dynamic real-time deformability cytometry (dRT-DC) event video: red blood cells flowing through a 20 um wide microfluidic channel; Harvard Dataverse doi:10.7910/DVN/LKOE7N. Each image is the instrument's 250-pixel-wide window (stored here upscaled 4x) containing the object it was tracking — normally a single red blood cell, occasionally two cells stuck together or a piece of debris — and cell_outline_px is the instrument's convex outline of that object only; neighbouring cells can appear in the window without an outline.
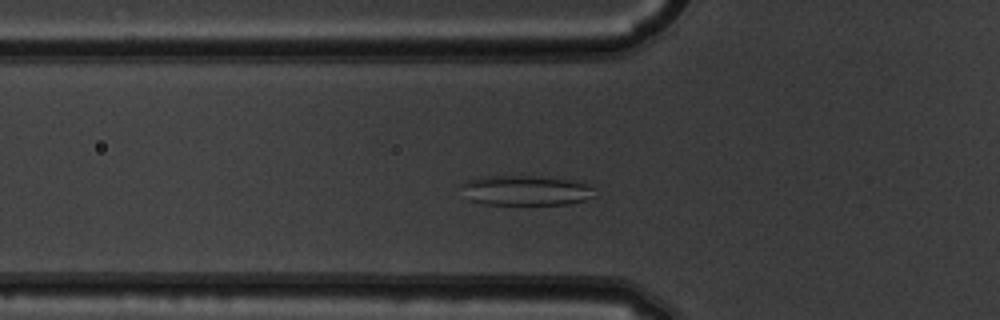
{"species": "common noctule bat (a hibernating species)", "species_latin": "Nyctalus noctula", "temperature_condition": "warm", "stored_images_in_passage": 47, "camera_frame_rate_fps": 3000, "um_per_image_px": 0.085, "animal": {"sex": "male", "body_mass_g": 19.5, "forearm_length_mm": 54.6}, "frame": {"image": 1, "passage_image": 12, "time_ms": 3.667, "image_size_px": [1000, 320], "cell_outline_px": [[596, 196], [584, 200], [568, 204], [480, 204], [468, 200], [460, 184], [464, 180], [480, 176], [540, 176], [568, 180], [592, 184]], "centroid_in_image_um": [44.67, 16.18], "position_along_channel_um": 81.1, "area_um2": 23.64}}
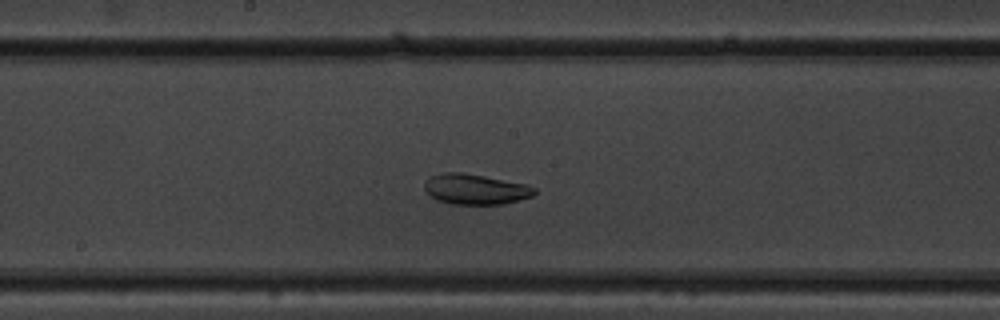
{"frame": {"image": 2, "passage_image": 22, "time_ms": 7.0, "image_size_px": [1000, 320], "cell_outline_px": [[536, 192], [532, 196], [504, 204], [452, 204], [436, 200], [424, 188], [424, 180], [428, 176], [444, 172], [460, 172], [484, 176], [528, 184], [536, 188]], "centroid_in_image_um": [40.4, 16.07], "position_along_channel_um": 207.8, "area_um2": 19.59}}
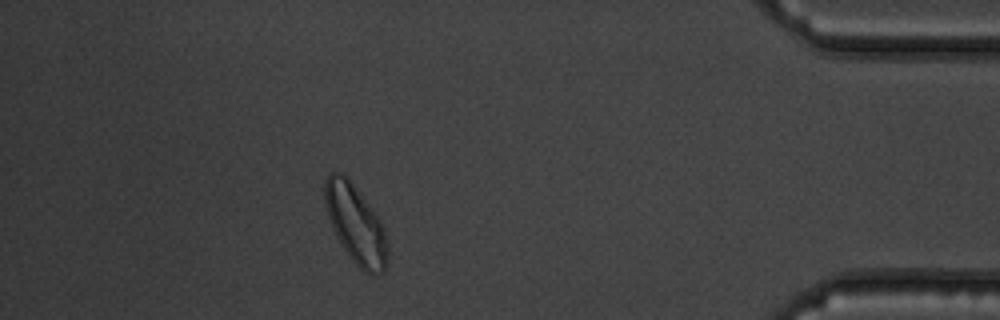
{"frame": {"image": 3, "passage_image": 41, "time_ms": 13.333, "image_size_px": [1000, 320], "cell_outline_px": [[388, 264], [384, 272], [376, 276], [364, 272], [352, 260], [336, 236], [328, 216], [324, 204], [324, 180], [328, 172], [340, 172], [352, 184], [372, 208], [380, 220], [384, 228], [388, 244]], "centroid_in_image_um": [30.24, 19.09], "position_along_channel_um": 405.0, "area_um2": 28.78}, "authors_computed_cell_mechanics": {"area_um2": 23.6402, "velocity_mm_per_s": 3.7962, "shape_relaxation_time_tau1_ms": 6.623, "shape_relaxation_time_tau2_ms": null, "deformation_change_tau1": 0.1361, "deformation_change_tau2": null}}